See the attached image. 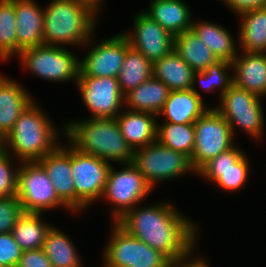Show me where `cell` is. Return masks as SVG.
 <instances>
[{
  "label": "cell",
  "mask_w": 266,
  "mask_h": 267,
  "mask_svg": "<svg viewBox=\"0 0 266 267\" xmlns=\"http://www.w3.org/2000/svg\"><path fill=\"white\" fill-rule=\"evenodd\" d=\"M188 219L171 202H161L146 207L137 205L116 223L171 262H176L197 246V227Z\"/></svg>",
  "instance_id": "obj_1"
},
{
  "label": "cell",
  "mask_w": 266,
  "mask_h": 267,
  "mask_svg": "<svg viewBox=\"0 0 266 267\" xmlns=\"http://www.w3.org/2000/svg\"><path fill=\"white\" fill-rule=\"evenodd\" d=\"M68 143L82 153L106 162L129 164L134 150L122 136L116 118H84L70 121L63 127Z\"/></svg>",
  "instance_id": "obj_2"
},
{
  "label": "cell",
  "mask_w": 266,
  "mask_h": 267,
  "mask_svg": "<svg viewBox=\"0 0 266 267\" xmlns=\"http://www.w3.org/2000/svg\"><path fill=\"white\" fill-rule=\"evenodd\" d=\"M98 13L75 0H51L44 9V45H90Z\"/></svg>",
  "instance_id": "obj_3"
},
{
  "label": "cell",
  "mask_w": 266,
  "mask_h": 267,
  "mask_svg": "<svg viewBox=\"0 0 266 267\" xmlns=\"http://www.w3.org/2000/svg\"><path fill=\"white\" fill-rule=\"evenodd\" d=\"M37 104L33 101L24 109L6 136V153L13 152L17 163L39 161L61 145L57 135L60 130Z\"/></svg>",
  "instance_id": "obj_4"
},
{
  "label": "cell",
  "mask_w": 266,
  "mask_h": 267,
  "mask_svg": "<svg viewBox=\"0 0 266 267\" xmlns=\"http://www.w3.org/2000/svg\"><path fill=\"white\" fill-rule=\"evenodd\" d=\"M17 56L27 71L42 79L60 83L78 80L79 57L64 46L41 45L26 48Z\"/></svg>",
  "instance_id": "obj_5"
},
{
  "label": "cell",
  "mask_w": 266,
  "mask_h": 267,
  "mask_svg": "<svg viewBox=\"0 0 266 267\" xmlns=\"http://www.w3.org/2000/svg\"><path fill=\"white\" fill-rule=\"evenodd\" d=\"M104 251V267H171L160 251L127 233L116 222Z\"/></svg>",
  "instance_id": "obj_6"
},
{
  "label": "cell",
  "mask_w": 266,
  "mask_h": 267,
  "mask_svg": "<svg viewBox=\"0 0 266 267\" xmlns=\"http://www.w3.org/2000/svg\"><path fill=\"white\" fill-rule=\"evenodd\" d=\"M16 196L27 213H45L47 209L65 208L44 167L38 162H20L17 172Z\"/></svg>",
  "instance_id": "obj_7"
},
{
  "label": "cell",
  "mask_w": 266,
  "mask_h": 267,
  "mask_svg": "<svg viewBox=\"0 0 266 267\" xmlns=\"http://www.w3.org/2000/svg\"><path fill=\"white\" fill-rule=\"evenodd\" d=\"M132 164L152 189L157 186V182L175 179L190 171L195 173L188 156L169 149L158 141L134 150Z\"/></svg>",
  "instance_id": "obj_8"
},
{
  "label": "cell",
  "mask_w": 266,
  "mask_h": 267,
  "mask_svg": "<svg viewBox=\"0 0 266 267\" xmlns=\"http://www.w3.org/2000/svg\"><path fill=\"white\" fill-rule=\"evenodd\" d=\"M121 170L116 171L110 166L103 191L102 199L112 204L113 222L120 219L126 212L139 205L153 190L145 177L132 164H123Z\"/></svg>",
  "instance_id": "obj_9"
},
{
  "label": "cell",
  "mask_w": 266,
  "mask_h": 267,
  "mask_svg": "<svg viewBox=\"0 0 266 267\" xmlns=\"http://www.w3.org/2000/svg\"><path fill=\"white\" fill-rule=\"evenodd\" d=\"M194 132L195 143L190 163L195 174L235 144L229 123L213 107L194 122Z\"/></svg>",
  "instance_id": "obj_10"
},
{
  "label": "cell",
  "mask_w": 266,
  "mask_h": 267,
  "mask_svg": "<svg viewBox=\"0 0 266 267\" xmlns=\"http://www.w3.org/2000/svg\"><path fill=\"white\" fill-rule=\"evenodd\" d=\"M219 99L221 104L213 108L229 123L233 137L238 125L253 139L262 138L265 117L261 97L233 84Z\"/></svg>",
  "instance_id": "obj_11"
},
{
  "label": "cell",
  "mask_w": 266,
  "mask_h": 267,
  "mask_svg": "<svg viewBox=\"0 0 266 267\" xmlns=\"http://www.w3.org/2000/svg\"><path fill=\"white\" fill-rule=\"evenodd\" d=\"M112 163L71 146L72 180L77 195V212L101 199Z\"/></svg>",
  "instance_id": "obj_12"
},
{
  "label": "cell",
  "mask_w": 266,
  "mask_h": 267,
  "mask_svg": "<svg viewBox=\"0 0 266 267\" xmlns=\"http://www.w3.org/2000/svg\"><path fill=\"white\" fill-rule=\"evenodd\" d=\"M76 85L91 118H116L121 113L124 95L117 78L79 76Z\"/></svg>",
  "instance_id": "obj_13"
},
{
  "label": "cell",
  "mask_w": 266,
  "mask_h": 267,
  "mask_svg": "<svg viewBox=\"0 0 266 267\" xmlns=\"http://www.w3.org/2000/svg\"><path fill=\"white\" fill-rule=\"evenodd\" d=\"M133 32H122L129 46L152 64L174 50V36L143 11L133 20Z\"/></svg>",
  "instance_id": "obj_14"
},
{
  "label": "cell",
  "mask_w": 266,
  "mask_h": 267,
  "mask_svg": "<svg viewBox=\"0 0 266 267\" xmlns=\"http://www.w3.org/2000/svg\"><path fill=\"white\" fill-rule=\"evenodd\" d=\"M129 48V43L122 33L99 41V44L90 48L85 58L80 60L79 76L118 78Z\"/></svg>",
  "instance_id": "obj_15"
},
{
  "label": "cell",
  "mask_w": 266,
  "mask_h": 267,
  "mask_svg": "<svg viewBox=\"0 0 266 267\" xmlns=\"http://www.w3.org/2000/svg\"><path fill=\"white\" fill-rule=\"evenodd\" d=\"M38 162L46 170L58 198L71 212H77V195L72 180L71 145L64 148L61 144Z\"/></svg>",
  "instance_id": "obj_16"
},
{
  "label": "cell",
  "mask_w": 266,
  "mask_h": 267,
  "mask_svg": "<svg viewBox=\"0 0 266 267\" xmlns=\"http://www.w3.org/2000/svg\"><path fill=\"white\" fill-rule=\"evenodd\" d=\"M17 55L21 50L44 45V8L35 0H14Z\"/></svg>",
  "instance_id": "obj_17"
},
{
  "label": "cell",
  "mask_w": 266,
  "mask_h": 267,
  "mask_svg": "<svg viewBox=\"0 0 266 267\" xmlns=\"http://www.w3.org/2000/svg\"><path fill=\"white\" fill-rule=\"evenodd\" d=\"M242 52L231 62L233 84L262 98L266 96V53Z\"/></svg>",
  "instance_id": "obj_18"
},
{
  "label": "cell",
  "mask_w": 266,
  "mask_h": 267,
  "mask_svg": "<svg viewBox=\"0 0 266 267\" xmlns=\"http://www.w3.org/2000/svg\"><path fill=\"white\" fill-rule=\"evenodd\" d=\"M158 116L149 112L124 110L116 117L122 136L133 150L157 141Z\"/></svg>",
  "instance_id": "obj_19"
},
{
  "label": "cell",
  "mask_w": 266,
  "mask_h": 267,
  "mask_svg": "<svg viewBox=\"0 0 266 267\" xmlns=\"http://www.w3.org/2000/svg\"><path fill=\"white\" fill-rule=\"evenodd\" d=\"M33 101L34 98L21 83L0 74V131L7 136Z\"/></svg>",
  "instance_id": "obj_20"
},
{
  "label": "cell",
  "mask_w": 266,
  "mask_h": 267,
  "mask_svg": "<svg viewBox=\"0 0 266 267\" xmlns=\"http://www.w3.org/2000/svg\"><path fill=\"white\" fill-rule=\"evenodd\" d=\"M209 109L205 106L203 98L192 89L176 90L170 91L163 109L157 116H165V122L169 123H194Z\"/></svg>",
  "instance_id": "obj_21"
},
{
  "label": "cell",
  "mask_w": 266,
  "mask_h": 267,
  "mask_svg": "<svg viewBox=\"0 0 266 267\" xmlns=\"http://www.w3.org/2000/svg\"><path fill=\"white\" fill-rule=\"evenodd\" d=\"M143 12L174 37L192 29L190 7L183 0H151Z\"/></svg>",
  "instance_id": "obj_22"
},
{
  "label": "cell",
  "mask_w": 266,
  "mask_h": 267,
  "mask_svg": "<svg viewBox=\"0 0 266 267\" xmlns=\"http://www.w3.org/2000/svg\"><path fill=\"white\" fill-rule=\"evenodd\" d=\"M170 91L167 85L152 76L124 95V106L131 111L158 115L163 109Z\"/></svg>",
  "instance_id": "obj_23"
},
{
  "label": "cell",
  "mask_w": 266,
  "mask_h": 267,
  "mask_svg": "<svg viewBox=\"0 0 266 267\" xmlns=\"http://www.w3.org/2000/svg\"><path fill=\"white\" fill-rule=\"evenodd\" d=\"M153 77L171 91L192 89L194 70L173 50L153 63Z\"/></svg>",
  "instance_id": "obj_24"
},
{
  "label": "cell",
  "mask_w": 266,
  "mask_h": 267,
  "mask_svg": "<svg viewBox=\"0 0 266 267\" xmlns=\"http://www.w3.org/2000/svg\"><path fill=\"white\" fill-rule=\"evenodd\" d=\"M192 21V30L218 60L232 62L238 55L235 40L226 28L209 21Z\"/></svg>",
  "instance_id": "obj_25"
},
{
  "label": "cell",
  "mask_w": 266,
  "mask_h": 267,
  "mask_svg": "<svg viewBox=\"0 0 266 267\" xmlns=\"http://www.w3.org/2000/svg\"><path fill=\"white\" fill-rule=\"evenodd\" d=\"M239 17L241 51L266 53V7L243 12Z\"/></svg>",
  "instance_id": "obj_26"
},
{
  "label": "cell",
  "mask_w": 266,
  "mask_h": 267,
  "mask_svg": "<svg viewBox=\"0 0 266 267\" xmlns=\"http://www.w3.org/2000/svg\"><path fill=\"white\" fill-rule=\"evenodd\" d=\"M174 50L195 72L219 61L192 29L174 37Z\"/></svg>",
  "instance_id": "obj_27"
},
{
  "label": "cell",
  "mask_w": 266,
  "mask_h": 267,
  "mask_svg": "<svg viewBox=\"0 0 266 267\" xmlns=\"http://www.w3.org/2000/svg\"><path fill=\"white\" fill-rule=\"evenodd\" d=\"M42 249L52 267H84L74 243L54 226L47 231Z\"/></svg>",
  "instance_id": "obj_28"
},
{
  "label": "cell",
  "mask_w": 266,
  "mask_h": 267,
  "mask_svg": "<svg viewBox=\"0 0 266 267\" xmlns=\"http://www.w3.org/2000/svg\"><path fill=\"white\" fill-rule=\"evenodd\" d=\"M43 213L24 212L11 233L22 251L41 249L52 225L43 222Z\"/></svg>",
  "instance_id": "obj_29"
},
{
  "label": "cell",
  "mask_w": 266,
  "mask_h": 267,
  "mask_svg": "<svg viewBox=\"0 0 266 267\" xmlns=\"http://www.w3.org/2000/svg\"><path fill=\"white\" fill-rule=\"evenodd\" d=\"M152 67L148 59L130 47L117 78L123 95L150 79L153 76Z\"/></svg>",
  "instance_id": "obj_30"
},
{
  "label": "cell",
  "mask_w": 266,
  "mask_h": 267,
  "mask_svg": "<svg viewBox=\"0 0 266 267\" xmlns=\"http://www.w3.org/2000/svg\"><path fill=\"white\" fill-rule=\"evenodd\" d=\"M249 160L246 153L234 164L226 169H200L196 174L201 178L212 181L224 191L237 192L244 187L249 178Z\"/></svg>",
  "instance_id": "obj_31"
},
{
  "label": "cell",
  "mask_w": 266,
  "mask_h": 267,
  "mask_svg": "<svg viewBox=\"0 0 266 267\" xmlns=\"http://www.w3.org/2000/svg\"><path fill=\"white\" fill-rule=\"evenodd\" d=\"M157 141L161 145L182 152L191 158L195 143L194 123L164 122L157 124Z\"/></svg>",
  "instance_id": "obj_32"
},
{
  "label": "cell",
  "mask_w": 266,
  "mask_h": 267,
  "mask_svg": "<svg viewBox=\"0 0 266 267\" xmlns=\"http://www.w3.org/2000/svg\"><path fill=\"white\" fill-rule=\"evenodd\" d=\"M232 64L226 60H219L215 64L209 66L206 70L194 72L192 90L202 98V95L196 89L197 79L200 86L205 92L220 91V96L224 94L233 85V75L229 72L233 71Z\"/></svg>",
  "instance_id": "obj_33"
},
{
  "label": "cell",
  "mask_w": 266,
  "mask_h": 267,
  "mask_svg": "<svg viewBox=\"0 0 266 267\" xmlns=\"http://www.w3.org/2000/svg\"><path fill=\"white\" fill-rule=\"evenodd\" d=\"M17 56L16 16L14 0H0V59Z\"/></svg>",
  "instance_id": "obj_34"
},
{
  "label": "cell",
  "mask_w": 266,
  "mask_h": 267,
  "mask_svg": "<svg viewBox=\"0 0 266 267\" xmlns=\"http://www.w3.org/2000/svg\"><path fill=\"white\" fill-rule=\"evenodd\" d=\"M11 157L8 153L0 157V198L16 196L18 167H13L17 165Z\"/></svg>",
  "instance_id": "obj_35"
},
{
  "label": "cell",
  "mask_w": 266,
  "mask_h": 267,
  "mask_svg": "<svg viewBox=\"0 0 266 267\" xmlns=\"http://www.w3.org/2000/svg\"><path fill=\"white\" fill-rule=\"evenodd\" d=\"M23 213L17 196L0 198V234L10 233Z\"/></svg>",
  "instance_id": "obj_36"
},
{
  "label": "cell",
  "mask_w": 266,
  "mask_h": 267,
  "mask_svg": "<svg viewBox=\"0 0 266 267\" xmlns=\"http://www.w3.org/2000/svg\"><path fill=\"white\" fill-rule=\"evenodd\" d=\"M22 249L15 242L12 233L0 234V266L1 267H17Z\"/></svg>",
  "instance_id": "obj_37"
},
{
  "label": "cell",
  "mask_w": 266,
  "mask_h": 267,
  "mask_svg": "<svg viewBox=\"0 0 266 267\" xmlns=\"http://www.w3.org/2000/svg\"><path fill=\"white\" fill-rule=\"evenodd\" d=\"M237 145H234L227 151L220 153L214 157L208 163H206L201 169H226L233 167L234 164L245 154L242 149H239Z\"/></svg>",
  "instance_id": "obj_38"
},
{
  "label": "cell",
  "mask_w": 266,
  "mask_h": 267,
  "mask_svg": "<svg viewBox=\"0 0 266 267\" xmlns=\"http://www.w3.org/2000/svg\"><path fill=\"white\" fill-rule=\"evenodd\" d=\"M17 267H52L43 249L23 251Z\"/></svg>",
  "instance_id": "obj_39"
},
{
  "label": "cell",
  "mask_w": 266,
  "mask_h": 267,
  "mask_svg": "<svg viewBox=\"0 0 266 267\" xmlns=\"http://www.w3.org/2000/svg\"><path fill=\"white\" fill-rule=\"evenodd\" d=\"M238 16L252 9L266 7V0H222Z\"/></svg>",
  "instance_id": "obj_40"
},
{
  "label": "cell",
  "mask_w": 266,
  "mask_h": 267,
  "mask_svg": "<svg viewBox=\"0 0 266 267\" xmlns=\"http://www.w3.org/2000/svg\"><path fill=\"white\" fill-rule=\"evenodd\" d=\"M193 250L189 252L187 255L183 256L182 258L178 259L176 262H172L171 267H210L203 258L200 257H192L194 253ZM191 255V258H190Z\"/></svg>",
  "instance_id": "obj_41"
},
{
  "label": "cell",
  "mask_w": 266,
  "mask_h": 267,
  "mask_svg": "<svg viewBox=\"0 0 266 267\" xmlns=\"http://www.w3.org/2000/svg\"><path fill=\"white\" fill-rule=\"evenodd\" d=\"M77 2H81L83 4H86L90 6L92 9H94L98 14L101 11V4L103 3V0H75Z\"/></svg>",
  "instance_id": "obj_42"
},
{
  "label": "cell",
  "mask_w": 266,
  "mask_h": 267,
  "mask_svg": "<svg viewBox=\"0 0 266 267\" xmlns=\"http://www.w3.org/2000/svg\"><path fill=\"white\" fill-rule=\"evenodd\" d=\"M6 135L0 131V152H6Z\"/></svg>",
  "instance_id": "obj_43"
},
{
  "label": "cell",
  "mask_w": 266,
  "mask_h": 267,
  "mask_svg": "<svg viewBox=\"0 0 266 267\" xmlns=\"http://www.w3.org/2000/svg\"><path fill=\"white\" fill-rule=\"evenodd\" d=\"M4 153H6V152H0V157H1Z\"/></svg>",
  "instance_id": "obj_44"
}]
</instances>
